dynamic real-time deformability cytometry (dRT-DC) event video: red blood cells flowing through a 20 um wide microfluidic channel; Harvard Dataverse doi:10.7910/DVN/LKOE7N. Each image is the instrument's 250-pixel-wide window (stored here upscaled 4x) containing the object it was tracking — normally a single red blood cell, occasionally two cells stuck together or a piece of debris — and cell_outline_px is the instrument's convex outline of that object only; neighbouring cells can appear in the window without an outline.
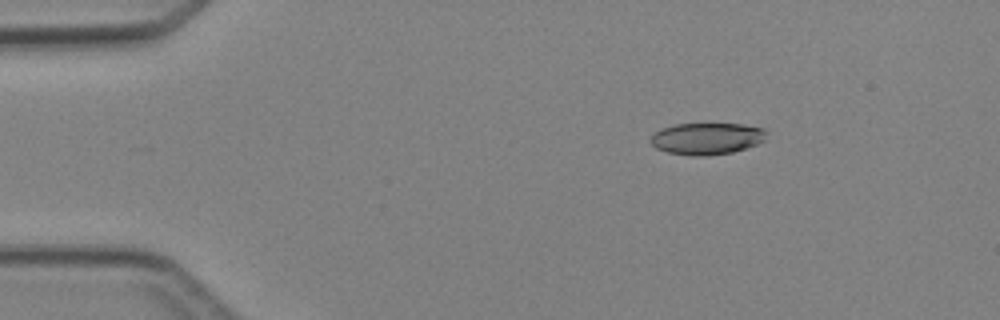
{"species": "Egyptian fruit bat (a non-hibernating species)", "species_latin": "Rousettus aegyptiacus", "temperature_condition": "cold", "stored_images_in_passage": 4, "camera_frame_rate_fps": 3000, "um_per_image_px": 0.085, "animal": {"sex": "female"}, "frame": {"image": 1, "passage_image": 2, "time_ms": 1.333, "image_size_px": [1000, 320], "cell_outline_px": [[764, 140], [756, 144], [732, 152], [704, 156], [692, 156], [668, 152], [656, 148], [648, 140], [656, 132], [664, 128], [676, 124], [744, 124], [764, 128]], "centroid_in_image_um": [60.05, 11.78], "position_along_channel_um": 24.9, "area_um2": 21.15}}